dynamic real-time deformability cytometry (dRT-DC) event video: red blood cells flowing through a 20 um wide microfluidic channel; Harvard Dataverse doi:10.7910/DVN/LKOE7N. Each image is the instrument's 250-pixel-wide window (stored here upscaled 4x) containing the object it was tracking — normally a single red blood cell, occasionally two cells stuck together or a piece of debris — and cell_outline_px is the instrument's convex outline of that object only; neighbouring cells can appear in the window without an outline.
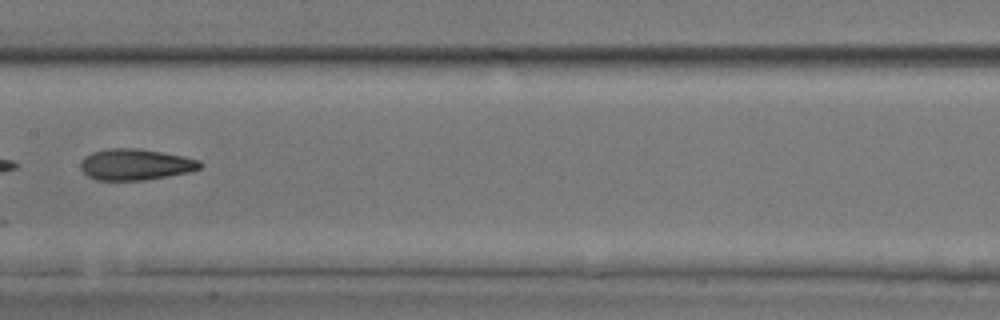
{"species": "common noctule bat (a hibernating species)", "species_latin": "Nyctalus noctula", "temperature_condition": "room temperature", "stored_images_in_passage": 9, "camera_frame_rate_fps": 3000, "um_per_image_px": 0.085, "animal": {"sex": "male", "body_mass_g": 17.9, "forearm_length_mm": 54.2}, "frame": {"image": 1, "passage_image": 8, "time_ms": 8.333, "image_size_px": [1000, 320], "cell_outline_px": [[204, 164], [200, 168], [188, 172], [168, 176], [144, 180], [96, 180], [88, 176], [80, 168], [80, 164], [84, 156], [92, 152], [108, 148], [140, 148], [184, 156], [200, 160]], "centroid_in_image_um": [11.52, 13.97], "position_along_channel_um": 195.9, "area_um2": 21.85}}